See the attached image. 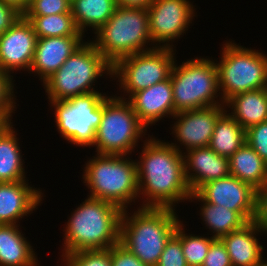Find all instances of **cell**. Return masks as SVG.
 I'll use <instances>...</instances> for the list:
<instances>
[{"label":"cell","mask_w":267,"mask_h":266,"mask_svg":"<svg viewBox=\"0 0 267 266\" xmlns=\"http://www.w3.org/2000/svg\"><path fill=\"white\" fill-rule=\"evenodd\" d=\"M71 13V0H31L23 16H49Z\"/></svg>","instance_id":"32"},{"label":"cell","mask_w":267,"mask_h":266,"mask_svg":"<svg viewBox=\"0 0 267 266\" xmlns=\"http://www.w3.org/2000/svg\"><path fill=\"white\" fill-rule=\"evenodd\" d=\"M1 1L6 5L16 9L22 15L26 13L30 5V0H1Z\"/></svg>","instance_id":"40"},{"label":"cell","mask_w":267,"mask_h":266,"mask_svg":"<svg viewBox=\"0 0 267 266\" xmlns=\"http://www.w3.org/2000/svg\"><path fill=\"white\" fill-rule=\"evenodd\" d=\"M195 12V5L190 0H153L148 7L153 45L175 49L174 41L188 31L197 15Z\"/></svg>","instance_id":"12"},{"label":"cell","mask_w":267,"mask_h":266,"mask_svg":"<svg viewBox=\"0 0 267 266\" xmlns=\"http://www.w3.org/2000/svg\"><path fill=\"white\" fill-rule=\"evenodd\" d=\"M261 266H267V260H264Z\"/></svg>","instance_id":"41"},{"label":"cell","mask_w":267,"mask_h":266,"mask_svg":"<svg viewBox=\"0 0 267 266\" xmlns=\"http://www.w3.org/2000/svg\"><path fill=\"white\" fill-rule=\"evenodd\" d=\"M200 202L201 220L209 229L213 238L220 239L224 235L242 228L247 222L236 212L227 209L225 206L211 204L206 202L197 192H193L189 201Z\"/></svg>","instance_id":"25"},{"label":"cell","mask_w":267,"mask_h":266,"mask_svg":"<svg viewBox=\"0 0 267 266\" xmlns=\"http://www.w3.org/2000/svg\"><path fill=\"white\" fill-rule=\"evenodd\" d=\"M226 110L245 130L267 121V92L265 88L234 95L225 103Z\"/></svg>","instance_id":"23"},{"label":"cell","mask_w":267,"mask_h":266,"mask_svg":"<svg viewBox=\"0 0 267 266\" xmlns=\"http://www.w3.org/2000/svg\"><path fill=\"white\" fill-rule=\"evenodd\" d=\"M253 221L267 230V182L255 190V214Z\"/></svg>","instance_id":"37"},{"label":"cell","mask_w":267,"mask_h":266,"mask_svg":"<svg viewBox=\"0 0 267 266\" xmlns=\"http://www.w3.org/2000/svg\"><path fill=\"white\" fill-rule=\"evenodd\" d=\"M174 50L155 47L118 60L112 66V79H118L116 83L119 82L122 90L118 97L128 100L135 92L169 79L177 61Z\"/></svg>","instance_id":"11"},{"label":"cell","mask_w":267,"mask_h":266,"mask_svg":"<svg viewBox=\"0 0 267 266\" xmlns=\"http://www.w3.org/2000/svg\"><path fill=\"white\" fill-rule=\"evenodd\" d=\"M122 212L111 202L87 196L65 223L62 255L109 249L119 243Z\"/></svg>","instance_id":"2"},{"label":"cell","mask_w":267,"mask_h":266,"mask_svg":"<svg viewBox=\"0 0 267 266\" xmlns=\"http://www.w3.org/2000/svg\"><path fill=\"white\" fill-rule=\"evenodd\" d=\"M28 181L0 183V225H20V219L34 213L41 206L44 192L31 187Z\"/></svg>","instance_id":"16"},{"label":"cell","mask_w":267,"mask_h":266,"mask_svg":"<svg viewBox=\"0 0 267 266\" xmlns=\"http://www.w3.org/2000/svg\"><path fill=\"white\" fill-rule=\"evenodd\" d=\"M14 81L12 76L0 71V125L13 121L12 114L17 109V102H15V97L17 96L14 94L16 85Z\"/></svg>","instance_id":"31"},{"label":"cell","mask_w":267,"mask_h":266,"mask_svg":"<svg viewBox=\"0 0 267 266\" xmlns=\"http://www.w3.org/2000/svg\"><path fill=\"white\" fill-rule=\"evenodd\" d=\"M206 202L236 211L247 223L255 214V189L229 175L211 180L196 191Z\"/></svg>","instance_id":"15"},{"label":"cell","mask_w":267,"mask_h":266,"mask_svg":"<svg viewBox=\"0 0 267 266\" xmlns=\"http://www.w3.org/2000/svg\"><path fill=\"white\" fill-rule=\"evenodd\" d=\"M111 263L112 266H149L142 263L120 242L111 247Z\"/></svg>","instance_id":"36"},{"label":"cell","mask_w":267,"mask_h":266,"mask_svg":"<svg viewBox=\"0 0 267 266\" xmlns=\"http://www.w3.org/2000/svg\"><path fill=\"white\" fill-rule=\"evenodd\" d=\"M185 225L181 221L175 235L181 240L182 252L188 266H202L211 243L215 240L212 236L194 235L185 232Z\"/></svg>","instance_id":"29"},{"label":"cell","mask_w":267,"mask_h":266,"mask_svg":"<svg viewBox=\"0 0 267 266\" xmlns=\"http://www.w3.org/2000/svg\"><path fill=\"white\" fill-rule=\"evenodd\" d=\"M13 122L0 125V183L26 179L18 135Z\"/></svg>","instance_id":"22"},{"label":"cell","mask_w":267,"mask_h":266,"mask_svg":"<svg viewBox=\"0 0 267 266\" xmlns=\"http://www.w3.org/2000/svg\"><path fill=\"white\" fill-rule=\"evenodd\" d=\"M183 157L185 177L192 193L211 180L230 175L229 158L218 155L209 146L188 150Z\"/></svg>","instance_id":"19"},{"label":"cell","mask_w":267,"mask_h":266,"mask_svg":"<svg viewBox=\"0 0 267 266\" xmlns=\"http://www.w3.org/2000/svg\"><path fill=\"white\" fill-rule=\"evenodd\" d=\"M156 266H188L182 252L181 240L175 234L164 247Z\"/></svg>","instance_id":"34"},{"label":"cell","mask_w":267,"mask_h":266,"mask_svg":"<svg viewBox=\"0 0 267 266\" xmlns=\"http://www.w3.org/2000/svg\"><path fill=\"white\" fill-rule=\"evenodd\" d=\"M245 141L267 163V121L245 130Z\"/></svg>","instance_id":"33"},{"label":"cell","mask_w":267,"mask_h":266,"mask_svg":"<svg viewBox=\"0 0 267 266\" xmlns=\"http://www.w3.org/2000/svg\"><path fill=\"white\" fill-rule=\"evenodd\" d=\"M146 132L127 99L116 94L107 96L102 102V119L92 147L97 154L131 155Z\"/></svg>","instance_id":"9"},{"label":"cell","mask_w":267,"mask_h":266,"mask_svg":"<svg viewBox=\"0 0 267 266\" xmlns=\"http://www.w3.org/2000/svg\"><path fill=\"white\" fill-rule=\"evenodd\" d=\"M38 37L31 23L22 16L0 34V71L14 78V71H30Z\"/></svg>","instance_id":"14"},{"label":"cell","mask_w":267,"mask_h":266,"mask_svg":"<svg viewBox=\"0 0 267 266\" xmlns=\"http://www.w3.org/2000/svg\"><path fill=\"white\" fill-rule=\"evenodd\" d=\"M222 46L220 60L216 59L215 63L218 69L219 90L224 104L236 94L265 88L266 54L230 40H226Z\"/></svg>","instance_id":"8"},{"label":"cell","mask_w":267,"mask_h":266,"mask_svg":"<svg viewBox=\"0 0 267 266\" xmlns=\"http://www.w3.org/2000/svg\"><path fill=\"white\" fill-rule=\"evenodd\" d=\"M175 211L172 208L138 207L134 213L128 214L127 209L123 210L120 243L142 263L156 266L164 247L181 222Z\"/></svg>","instance_id":"3"},{"label":"cell","mask_w":267,"mask_h":266,"mask_svg":"<svg viewBox=\"0 0 267 266\" xmlns=\"http://www.w3.org/2000/svg\"><path fill=\"white\" fill-rule=\"evenodd\" d=\"M228 112V113H227ZM226 110L216 121L209 147L220 156L231 157L246 141L245 129Z\"/></svg>","instance_id":"27"},{"label":"cell","mask_w":267,"mask_h":266,"mask_svg":"<svg viewBox=\"0 0 267 266\" xmlns=\"http://www.w3.org/2000/svg\"><path fill=\"white\" fill-rule=\"evenodd\" d=\"M170 79L175 113L225 105L219 90L218 69L212 58L195 57L179 66L175 61Z\"/></svg>","instance_id":"7"},{"label":"cell","mask_w":267,"mask_h":266,"mask_svg":"<svg viewBox=\"0 0 267 266\" xmlns=\"http://www.w3.org/2000/svg\"><path fill=\"white\" fill-rule=\"evenodd\" d=\"M104 74L112 78V65L89 39L42 85L48 101H63L98 91L94 85Z\"/></svg>","instance_id":"6"},{"label":"cell","mask_w":267,"mask_h":266,"mask_svg":"<svg viewBox=\"0 0 267 266\" xmlns=\"http://www.w3.org/2000/svg\"><path fill=\"white\" fill-rule=\"evenodd\" d=\"M61 266H112L111 248L102 250H84L61 255Z\"/></svg>","instance_id":"30"},{"label":"cell","mask_w":267,"mask_h":266,"mask_svg":"<svg viewBox=\"0 0 267 266\" xmlns=\"http://www.w3.org/2000/svg\"><path fill=\"white\" fill-rule=\"evenodd\" d=\"M74 96L63 101H49L54 107V121L57 131L64 140L79 147H91L96 130L102 119V102L108 96L105 92Z\"/></svg>","instance_id":"10"},{"label":"cell","mask_w":267,"mask_h":266,"mask_svg":"<svg viewBox=\"0 0 267 266\" xmlns=\"http://www.w3.org/2000/svg\"><path fill=\"white\" fill-rule=\"evenodd\" d=\"M84 37L38 38L29 73L35 74L43 83L86 41L83 40Z\"/></svg>","instance_id":"18"},{"label":"cell","mask_w":267,"mask_h":266,"mask_svg":"<svg viewBox=\"0 0 267 266\" xmlns=\"http://www.w3.org/2000/svg\"><path fill=\"white\" fill-rule=\"evenodd\" d=\"M116 7L115 0H71L75 25L83 35L91 28L96 33L113 15Z\"/></svg>","instance_id":"26"},{"label":"cell","mask_w":267,"mask_h":266,"mask_svg":"<svg viewBox=\"0 0 267 266\" xmlns=\"http://www.w3.org/2000/svg\"><path fill=\"white\" fill-rule=\"evenodd\" d=\"M202 266H232L226 247L220 239L211 243Z\"/></svg>","instance_id":"35"},{"label":"cell","mask_w":267,"mask_h":266,"mask_svg":"<svg viewBox=\"0 0 267 266\" xmlns=\"http://www.w3.org/2000/svg\"><path fill=\"white\" fill-rule=\"evenodd\" d=\"M92 157L85 163L82 175L90 191L88 196L129 211L131 203L139 198L136 161L130 155L95 153Z\"/></svg>","instance_id":"4"},{"label":"cell","mask_w":267,"mask_h":266,"mask_svg":"<svg viewBox=\"0 0 267 266\" xmlns=\"http://www.w3.org/2000/svg\"><path fill=\"white\" fill-rule=\"evenodd\" d=\"M145 137L136 159L139 207L172 208L189 202L192 191L185 177L184 157L174 146L153 134ZM176 204V205H175Z\"/></svg>","instance_id":"1"},{"label":"cell","mask_w":267,"mask_h":266,"mask_svg":"<svg viewBox=\"0 0 267 266\" xmlns=\"http://www.w3.org/2000/svg\"><path fill=\"white\" fill-rule=\"evenodd\" d=\"M94 34L90 41L112 66L121 58L155 48L148 9L117 5L113 15Z\"/></svg>","instance_id":"5"},{"label":"cell","mask_w":267,"mask_h":266,"mask_svg":"<svg viewBox=\"0 0 267 266\" xmlns=\"http://www.w3.org/2000/svg\"><path fill=\"white\" fill-rule=\"evenodd\" d=\"M229 173L256 190L267 182V163L245 142L229 157Z\"/></svg>","instance_id":"24"},{"label":"cell","mask_w":267,"mask_h":266,"mask_svg":"<svg viewBox=\"0 0 267 266\" xmlns=\"http://www.w3.org/2000/svg\"><path fill=\"white\" fill-rule=\"evenodd\" d=\"M19 226L0 225V266H38L40 264L33 246Z\"/></svg>","instance_id":"21"},{"label":"cell","mask_w":267,"mask_h":266,"mask_svg":"<svg viewBox=\"0 0 267 266\" xmlns=\"http://www.w3.org/2000/svg\"><path fill=\"white\" fill-rule=\"evenodd\" d=\"M264 233L267 235L266 229L251 221L220 238L226 247L232 266L262 265L265 260L263 257L265 247L260 244L258 236Z\"/></svg>","instance_id":"20"},{"label":"cell","mask_w":267,"mask_h":266,"mask_svg":"<svg viewBox=\"0 0 267 266\" xmlns=\"http://www.w3.org/2000/svg\"><path fill=\"white\" fill-rule=\"evenodd\" d=\"M128 101L146 128H150L149 126L155 125L165 117L171 118L176 114L170 78L135 92Z\"/></svg>","instance_id":"17"},{"label":"cell","mask_w":267,"mask_h":266,"mask_svg":"<svg viewBox=\"0 0 267 266\" xmlns=\"http://www.w3.org/2000/svg\"><path fill=\"white\" fill-rule=\"evenodd\" d=\"M265 91L267 92V80H266V84H265Z\"/></svg>","instance_id":"42"},{"label":"cell","mask_w":267,"mask_h":266,"mask_svg":"<svg viewBox=\"0 0 267 266\" xmlns=\"http://www.w3.org/2000/svg\"><path fill=\"white\" fill-rule=\"evenodd\" d=\"M23 15L0 0V34L13 26Z\"/></svg>","instance_id":"38"},{"label":"cell","mask_w":267,"mask_h":266,"mask_svg":"<svg viewBox=\"0 0 267 266\" xmlns=\"http://www.w3.org/2000/svg\"><path fill=\"white\" fill-rule=\"evenodd\" d=\"M116 4L127 8L148 9L153 0H115Z\"/></svg>","instance_id":"39"},{"label":"cell","mask_w":267,"mask_h":266,"mask_svg":"<svg viewBox=\"0 0 267 266\" xmlns=\"http://www.w3.org/2000/svg\"><path fill=\"white\" fill-rule=\"evenodd\" d=\"M225 111V105H215L176 113L173 119L177 121L171 125L173 126L171 127V134L174 135V140L177 142L167 141V143L174 146L182 154L184 151L208 146L215 123ZM180 146H183L181 149L185 150H181Z\"/></svg>","instance_id":"13"},{"label":"cell","mask_w":267,"mask_h":266,"mask_svg":"<svg viewBox=\"0 0 267 266\" xmlns=\"http://www.w3.org/2000/svg\"><path fill=\"white\" fill-rule=\"evenodd\" d=\"M38 38L84 36L76 27L72 13L49 16H24Z\"/></svg>","instance_id":"28"}]
</instances>
